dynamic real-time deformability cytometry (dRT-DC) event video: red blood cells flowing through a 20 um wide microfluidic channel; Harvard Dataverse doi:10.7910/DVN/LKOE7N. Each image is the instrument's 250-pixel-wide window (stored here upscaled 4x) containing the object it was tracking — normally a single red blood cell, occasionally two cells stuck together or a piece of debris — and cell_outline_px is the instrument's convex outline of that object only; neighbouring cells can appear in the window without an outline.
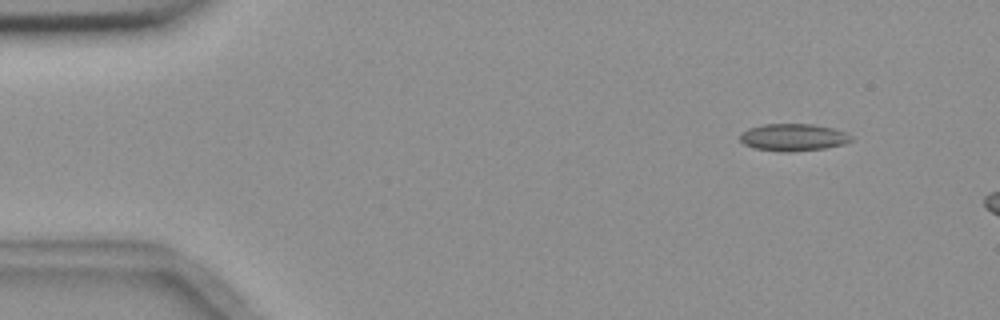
{"species": "common noctule bat (a hibernating species)", "species_latin": "Nyctalus noctula", "temperature_condition": "room temperature", "stored_images_in_passage": 5, "camera_frame_rate_fps": 3000, "um_per_image_px": 0.085, "animal": {"sex": "female", "body_mass_g": 18.4}, "frame": {"image": 1, "passage_image": 1, "time_ms": 0.0, "image_size_px": [1000, 320], "cell_outline_px": [[852, 140], [844, 144], [824, 148], [788, 152], [780, 152], [756, 148], [744, 144], [740, 140], [740, 132], [748, 128], [764, 124], [812, 124], [832, 128], [848, 132], [852, 136]], "centroid_in_image_um": [67.43, 11.67], "position_along_channel_um": 17.6, "area_um2": 17.69}}